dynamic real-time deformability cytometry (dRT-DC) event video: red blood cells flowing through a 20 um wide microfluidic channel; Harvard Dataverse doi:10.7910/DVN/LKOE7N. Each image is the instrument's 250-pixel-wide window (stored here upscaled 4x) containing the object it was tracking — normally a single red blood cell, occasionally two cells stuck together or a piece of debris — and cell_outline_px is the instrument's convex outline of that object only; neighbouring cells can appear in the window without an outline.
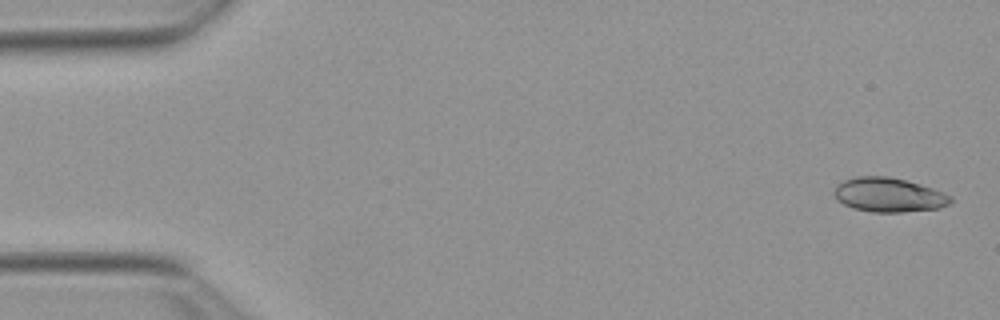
{"species": "Egyptian fruit bat (a non-hibernating species)", "species_latin": "Rousettus aegyptiacus", "temperature_condition": "warm", "stored_images_in_passage": 11, "camera_frame_rate_fps": 3000, "um_per_image_px": 0.085, "animal": {"sex": "female"}, "frame": {"image": 1, "passage_image": 1, "time_ms": 0.0, "image_size_px": [1000, 320], "cell_outline_px": [[952, 204], [940, 208], [900, 212], [872, 212], [852, 208], [836, 200], [832, 192], [836, 184], [844, 180], [856, 176], [888, 176], [920, 184], [944, 192], [952, 196]], "centroid_in_image_um": [75.53, 16.57], "position_along_channel_um": 9.5, "area_um2": 23.52}}